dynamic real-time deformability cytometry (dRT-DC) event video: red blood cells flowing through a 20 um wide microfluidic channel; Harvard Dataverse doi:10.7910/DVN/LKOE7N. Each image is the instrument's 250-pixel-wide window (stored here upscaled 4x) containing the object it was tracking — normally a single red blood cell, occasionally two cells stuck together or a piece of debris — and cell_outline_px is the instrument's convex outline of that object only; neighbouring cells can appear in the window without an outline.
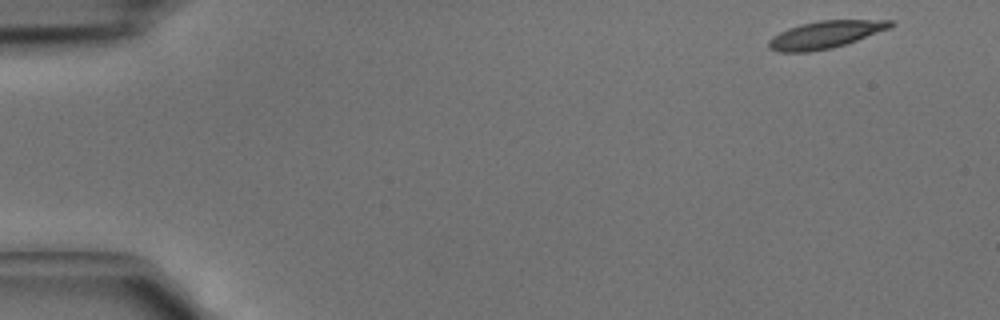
{"species": "common noctule bat (a hibernating species)", "species_latin": "Nyctalus noctula", "temperature_condition": "cold", "stored_images_in_passage": 41, "camera_frame_rate_fps": 3000, "um_per_image_px": 0.085, "animal": {"sex": "male", "body_mass_g": 15.6}, "frame": {"image": 1, "passage_image": 1, "time_ms": 0.0, "image_size_px": [1000, 320], "cell_outline_px": [[896, 24], [888, 28], [856, 40], [832, 48], [808, 52], [776, 52], [768, 48], [768, 40], [772, 36], [788, 28], [800, 24], [820, 20], [896, 20]], "centroid_in_image_um": [70.1, 2.94], "position_along_channel_um": 14.9, "area_um2": 19.36}}
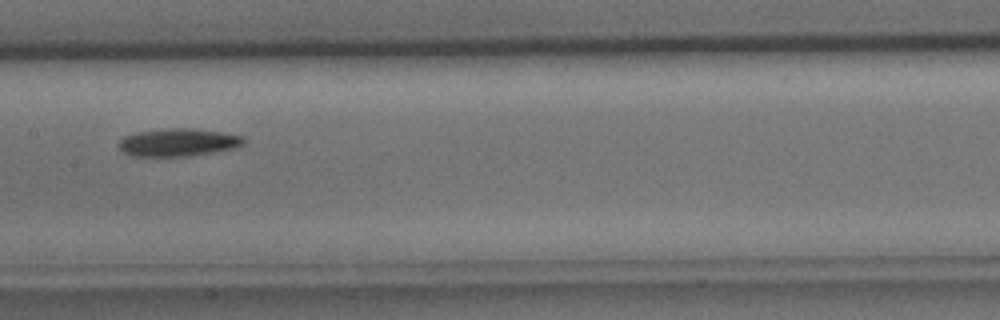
{"frame": {"image": 2, "passage_image": 20, "time_ms": 6.333, "image_size_px": [1000, 320], "cell_outline_px": [[244, 144], [236, 148], [216, 152], [188, 156], [132, 156], [124, 152], [116, 144], [124, 136], [136, 132], [172, 128], [192, 128], [224, 132], [244, 136]], "centroid_in_image_um": [15.17, 12.1], "position_along_channel_um": 192.2, "area_um2": 20.4}}
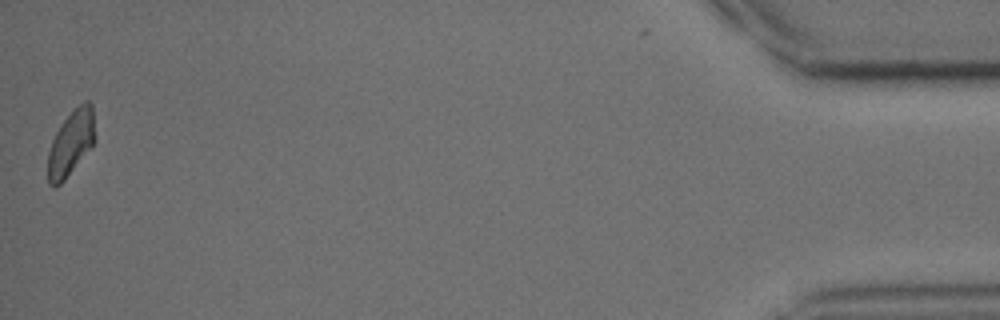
{"frame": {"image": 3, "passage_image": 41, "time_ms": 13.333, "image_size_px": [1000, 320], "cell_outline_px": [[96, 140], [64, 180], [56, 188], [52, 188], [48, 184], [48, 152], [52, 140], [56, 132], [72, 108], [84, 100], [88, 100], [92, 104]], "centroid_in_image_um": [6.03, 12.13], "position_along_channel_um": 429.2, "area_um2": 18.03}}